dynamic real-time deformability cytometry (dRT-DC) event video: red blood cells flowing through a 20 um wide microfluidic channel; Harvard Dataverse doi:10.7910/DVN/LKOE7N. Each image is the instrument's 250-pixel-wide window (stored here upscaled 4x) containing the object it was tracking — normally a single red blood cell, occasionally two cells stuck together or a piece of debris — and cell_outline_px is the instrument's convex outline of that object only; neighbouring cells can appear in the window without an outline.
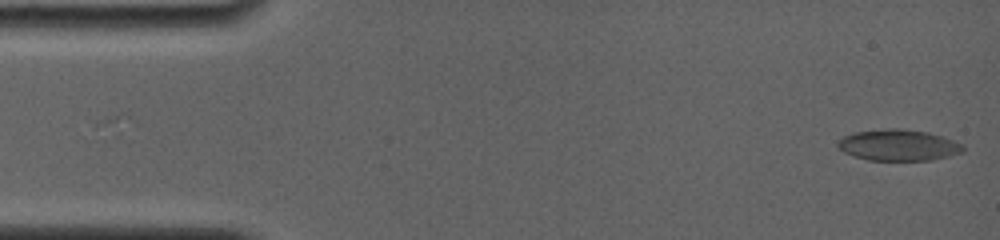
{"species": "common noctule bat (a hibernating species)", "species_latin": "Nyctalus noctula", "temperature_condition": "room temperature", "stored_images_in_passage": 5, "camera_frame_rate_fps": 4000, "um_per_image_px": 0.085, "animal": {"sex": "female", "body_mass_g": 19.0, "forearm_length_mm": 56.7}, "frame": {"image": 1, "passage_image": 1, "time_ms": 0.0, "image_size_px": [1000, 240], "cell_outline_px": [[964, 152], [932, 160], [868, 160], [852, 156], [844, 152], [836, 144], [844, 136], [856, 132], [888, 128], [900, 128], [928, 132], [952, 140], [960, 144], [964, 148]], "centroid_in_image_um": [76.35, 12.34], "position_along_channel_um": 8.6, "area_um2": 22.6}}
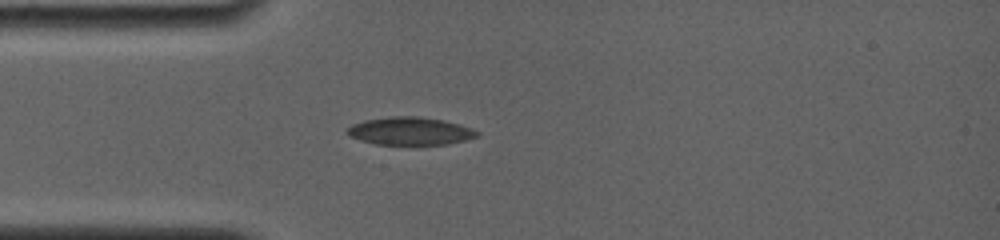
{"frame": {"image": 2, "passage_image": 5, "time_ms": 4.0, "image_size_px": [1000, 240], "cell_outline_px": [[480, 132], [476, 136], [468, 140], [448, 144], [420, 148], [376, 144], [360, 140], [348, 136], [344, 132], [344, 128], [352, 124], [364, 120], [392, 116], [412, 116], [444, 120], [460, 124]], "centroid_in_image_um": [34.83, 11.19], "position_along_channel_um": 50.2, "area_um2": 22.2}}